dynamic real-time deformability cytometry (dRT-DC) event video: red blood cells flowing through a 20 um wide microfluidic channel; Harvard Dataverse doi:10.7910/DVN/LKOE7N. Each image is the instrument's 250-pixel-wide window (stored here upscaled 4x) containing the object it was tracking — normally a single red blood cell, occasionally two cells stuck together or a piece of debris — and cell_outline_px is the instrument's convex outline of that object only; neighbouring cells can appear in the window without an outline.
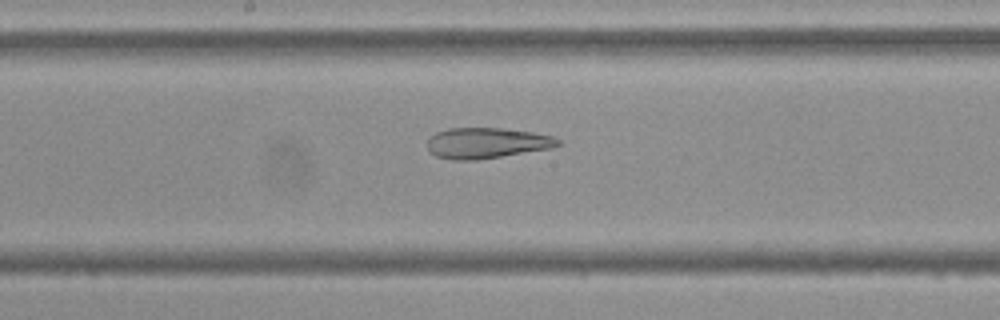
{"species": "Egyptian fruit bat (a non-hibernating species)", "species_latin": "Rousettus aegyptiacus", "temperature_condition": "cold", "stored_images_in_passage": 47, "camera_frame_rate_fps": 3000, "um_per_image_px": 0.085, "frame": {"image": 1, "passage_image": 22, "time_ms": 7.0, "image_size_px": [1000, 320], "cell_outline_px": [[560, 144], [552, 148], [476, 160], [452, 160], [436, 156], [428, 152], [428, 136], [436, 132], [448, 128], [504, 128], [532, 132], [552, 136], [560, 140]], "centroid_in_image_um": [41.33, 12.15], "position_along_channel_um": 206.9, "area_um2": 23.47}}
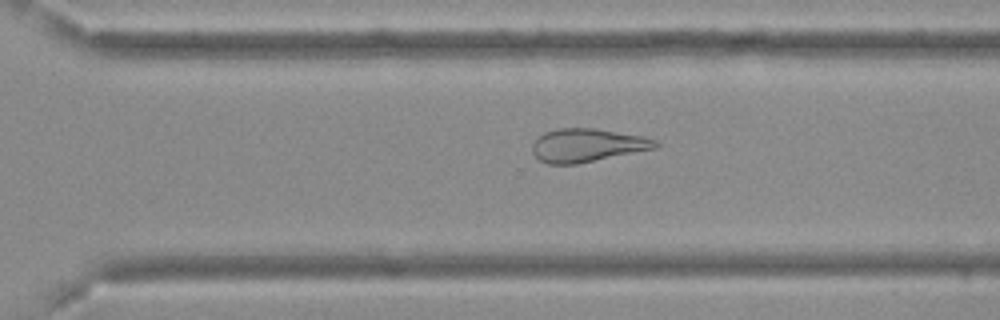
{"frame": {"image": 2, "passage_image": 31, "time_ms": 10.0, "image_size_px": [1000, 320], "cell_outline_px": [[660, 148], [576, 164], [548, 164], [540, 160], [532, 152], [532, 144], [544, 132], [560, 128], [596, 128], [644, 136], [656, 140], [660, 144]], "centroid_in_image_um": [49.97, 12.35], "position_along_channel_um": 320.6, "area_um2": 24.1}}
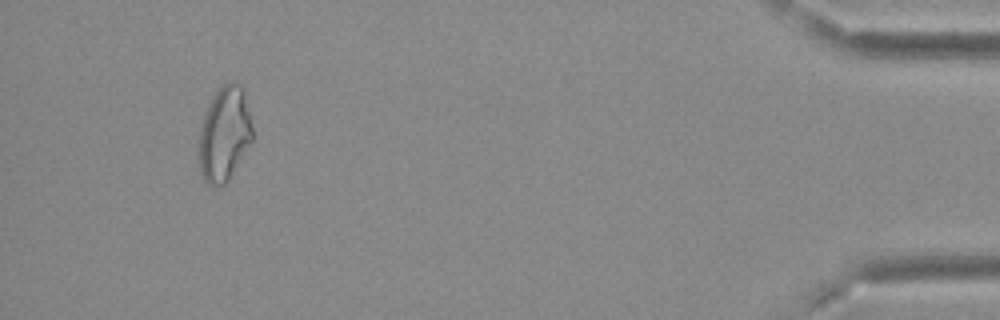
{"frame": {"image": 3, "passage_image": 44, "time_ms": 14.333, "image_size_px": [1000, 320], "cell_outline_px": [[252, 144], [228, 180], [224, 184], [216, 188], [208, 184], [200, 176], [196, 156], [196, 152], [200, 124], [204, 112], [212, 96], [228, 80], [232, 80], [240, 84], [244, 88], [252, 124]], "centroid_in_image_um": [19.03, 11.41], "position_along_channel_um": 416.2, "area_um2": 30.81}, "authors_computed_cell_mechanics": {"area_um2": 28.033, "velocity_mm_per_s": 3.8113, "shape_relaxation_time_tau1_ms": null, "shape_relaxation_time_tau2_ms": 3.2765, "deformation_change_tau1": null, "deformation_change_tau2": 0.1293}}